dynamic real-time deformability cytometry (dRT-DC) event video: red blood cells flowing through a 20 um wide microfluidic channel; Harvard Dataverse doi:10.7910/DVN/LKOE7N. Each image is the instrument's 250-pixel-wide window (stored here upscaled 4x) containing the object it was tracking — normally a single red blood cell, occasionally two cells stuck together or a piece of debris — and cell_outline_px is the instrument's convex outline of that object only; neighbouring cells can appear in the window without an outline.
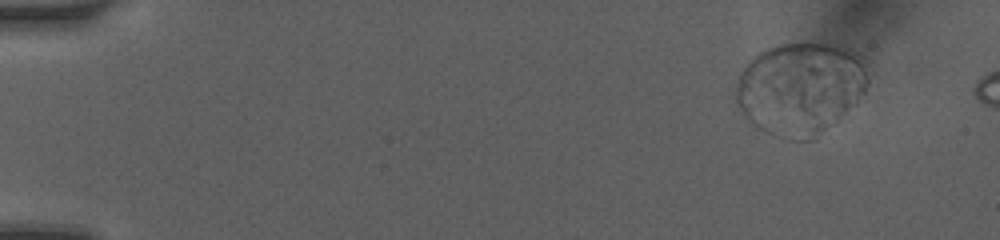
{"species": "human", "species_latin": "Homo sapiens", "temperature_condition": "room temperature", "stored_images_in_passage": 8, "camera_frame_rate_fps": 3000, "um_per_image_px": 0.085, "donor": {"sex": "female"}, "frame": {"image": 1, "passage_image": 3, "time_ms": 1.0, "image_size_px": [1000, 240], "cell_outline_px": [[864, 92], [844, 108], [772, 132], [768, 132], [760, 128], [740, 108], [736, 100], [736, 84], [740, 72], [744, 64], [752, 56], [768, 48], [780, 44], [824, 44], [844, 48], [860, 56], [864, 60]], "centroid_in_image_um": [67.85, 7.12], "position_along_channel_um": 17.2, "area_um2": 62.25}}